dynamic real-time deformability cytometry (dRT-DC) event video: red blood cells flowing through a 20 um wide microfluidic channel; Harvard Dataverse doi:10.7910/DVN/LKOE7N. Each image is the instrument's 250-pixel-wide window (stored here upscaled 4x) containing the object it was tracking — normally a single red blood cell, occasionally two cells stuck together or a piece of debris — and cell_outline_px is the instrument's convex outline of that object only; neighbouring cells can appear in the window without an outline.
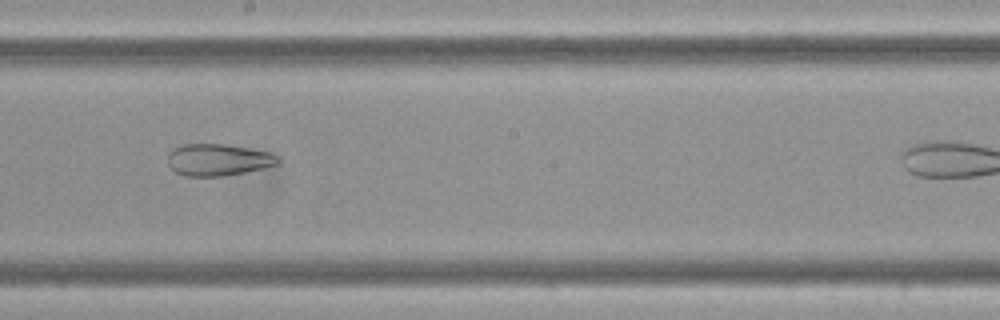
{"species": "Egyptian fruit bat (a non-hibernating species)", "species_latin": "Rousettus aegyptiacus", "temperature_condition": "cold", "stored_images_in_passage": 8, "camera_frame_rate_fps": 3000, "um_per_image_px": 0.085, "frame": {"image": 1, "passage_image": 7, "time_ms": 2.0, "image_size_px": [1000, 320], "cell_outline_px": [[280, 164], [244, 172], [220, 176], [184, 176], [176, 172], [168, 164], [168, 152], [184, 144], [224, 144], [272, 152], [280, 160]], "centroid_in_image_um": [18.55, 13.58], "position_along_channel_um": 229.6, "area_um2": 20.35}}